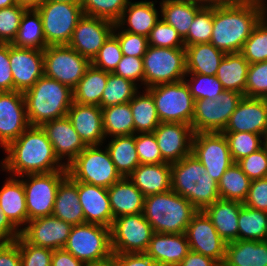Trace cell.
Segmentation results:
<instances>
[{"instance_id": "816d5d0a", "label": "cell", "mask_w": 267, "mask_h": 266, "mask_svg": "<svg viewBox=\"0 0 267 266\" xmlns=\"http://www.w3.org/2000/svg\"><path fill=\"white\" fill-rule=\"evenodd\" d=\"M26 10V7L19 4L0 9V43L13 42Z\"/></svg>"}, {"instance_id": "a7ac6f4b", "label": "cell", "mask_w": 267, "mask_h": 266, "mask_svg": "<svg viewBox=\"0 0 267 266\" xmlns=\"http://www.w3.org/2000/svg\"><path fill=\"white\" fill-rule=\"evenodd\" d=\"M51 266H87L64 249L53 250Z\"/></svg>"}, {"instance_id": "003e7915", "label": "cell", "mask_w": 267, "mask_h": 266, "mask_svg": "<svg viewBox=\"0 0 267 266\" xmlns=\"http://www.w3.org/2000/svg\"><path fill=\"white\" fill-rule=\"evenodd\" d=\"M177 266H221L216 260L190 250Z\"/></svg>"}, {"instance_id": "681fc988", "label": "cell", "mask_w": 267, "mask_h": 266, "mask_svg": "<svg viewBox=\"0 0 267 266\" xmlns=\"http://www.w3.org/2000/svg\"><path fill=\"white\" fill-rule=\"evenodd\" d=\"M190 76V77H189ZM184 79L189 86L190 93L194 100H214L224 89L216 76L202 75L198 73H187Z\"/></svg>"}, {"instance_id": "30bf717a", "label": "cell", "mask_w": 267, "mask_h": 266, "mask_svg": "<svg viewBox=\"0 0 267 266\" xmlns=\"http://www.w3.org/2000/svg\"><path fill=\"white\" fill-rule=\"evenodd\" d=\"M36 10L42 18L47 46L68 45L84 15L81 3L43 1Z\"/></svg>"}, {"instance_id": "d6986e66", "label": "cell", "mask_w": 267, "mask_h": 266, "mask_svg": "<svg viewBox=\"0 0 267 266\" xmlns=\"http://www.w3.org/2000/svg\"><path fill=\"white\" fill-rule=\"evenodd\" d=\"M9 62L15 91L24 93L44 75L43 50L19 48L9 43Z\"/></svg>"}, {"instance_id": "4dcf8cb0", "label": "cell", "mask_w": 267, "mask_h": 266, "mask_svg": "<svg viewBox=\"0 0 267 266\" xmlns=\"http://www.w3.org/2000/svg\"><path fill=\"white\" fill-rule=\"evenodd\" d=\"M0 188V207L10 221L21 231L27 225L28 212L22 180L11 176Z\"/></svg>"}, {"instance_id": "4fadbf2b", "label": "cell", "mask_w": 267, "mask_h": 266, "mask_svg": "<svg viewBox=\"0 0 267 266\" xmlns=\"http://www.w3.org/2000/svg\"><path fill=\"white\" fill-rule=\"evenodd\" d=\"M154 231L143 213L113 219L110 227L113 253H146Z\"/></svg>"}, {"instance_id": "7402d4cb", "label": "cell", "mask_w": 267, "mask_h": 266, "mask_svg": "<svg viewBox=\"0 0 267 266\" xmlns=\"http://www.w3.org/2000/svg\"><path fill=\"white\" fill-rule=\"evenodd\" d=\"M234 132H251L266 138L267 99L243 96L222 133Z\"/></svg>"}, {"instance_id": "9f6ffc18", "label": "cell", "mask_w": 267, "mask_h": 266, "mask_svg": "<svg viewBox=\"0 0 267 266\" xmlns=\"http://www.w3.org/2000/svg\"><path fill=\"white\" fill-rule=\"evenodd\" d=\"M135 148L140 164L165 163L153 132L135 134Z\"/></svg>"}, {"instance_id": "ee69618b", "label": "cell", "mask_w": 267, "mask_h": 266, "mask_svg": "<svg viewBox=\"0 0 267 266\" xmlns=\"http://www.w3.org/2000/svg\"><path fill=\"white\" fill-rule=\"evenodd\" d=\"M138 84L131 80L109 73L101 96V108L129 102L138 92Z\"/></svg>"}, {"instance_id": "03108f58", "label": "cell", "mask_w": 267, "mask_h": 266, "mask_svg": "<svg viewBox=\"0 0 267 266\" xmlns=\"http://www.w3.org/2000/svg\"><path fill=\"white\" fill-rule=\"evenodd\" d=\"M21 235V231L10 221L0 207V240L14 242Z\"/></svg>"}, {"instance_id": "2644e50d", "label": "cell", "mask_w": 267, "mask_h": 266, "mask_svg": "<svg viewBox=\"0 0 267 266\" xmlns=\"http://www.w3.org/2000/svg\"><path fill=\"white\" fill-rule=\"evenodd\" d=\"M16 0H0V9L16 5Z\"/></svg>"}, {"instance_id": "3957f363", "label": "cell", "mask_w": 267, "mask_h": 266, "mask_svg": "<svg viewBox=\"0 0 267 266\" xmlns=\"http://www.w3.org/2000/svg\"><path fill=\"white\" fill-rule=\"evenodd\" d=\"M30 126H42L67 116L73 101V90L59 81L43 75L24 93Z\"/></svg>"}, {"instance_id": "94428289", "label": "cell", "mask_w": 267, "mask_h": 266, "mask_svg": "<svg viewBox=\"0 0 267 266\" xmlns=\"http://www.w3.org/2000/svg\"><path fill=\"white\" fill-rule=\"evenodd\" d=\"M243 204L249 208L267 212V177L251 180L248 195Z\"/></svg>"}, {"instance_id": "11a10c76", "label": "cell", "mask_w": 267, "mask_h": 266, "mask_svg": "<svg viewBox=\"0 0 267 266\" xmlns=\"http://www.w3.org/2000/svg\"><path fill=\"white\" fill-rule=\"evenodd\" d=\"M21 254V266H51L53 250L28 243L21 235L15 240Z\"/></svg>"}, {"instance_id": "6125c7cd", "label": "cell", "mask_w": 267, "mask_h": 266, "mask_svg": "<svg viewBox=\"0 0 267 266\" xmlns=\"http://www.w3.org/2000/svg\"><path fill=\"white\" fill-rule=\"evenodd\" d=\"M2 91H14L9 62V43H0V92Z\"/></svg>"}, {"instance_id": "7c38bea8", "label": "cell", "mask_w": 267, "mask_h": 266, "mask_svg": "<svg viewBox=\"0 0 267 266\" xmlns=\"http://www.w3.org/2000/svg\"><path fill=\"white\" fill-rule=\"evenodd\" d=\"M67 175V170H60L19 177L25 190L28 221L52 215L58 186Z\"/></svg>"}, {"instance_id": "f546056e", "label": "cell", "mask_w": 267, "mask_h": 266, "mask_svg": "<svg viewBox=\"0 0 267 266\" xmlns=\"http://www.w3.org/2000/svg\"><path fill=\"white\" fill-rule=\"evenodd\" d=\"M242 205L239 201L219 198L204 210L219 236L227 243L238 240V217Z\"/></svg>"}, {"instance_id": "ffe728a7", "label": "cell", "mask_w": 267, "mask_h": 266, "mask_svg": "<svg viewBox=\"0 0 267 266\" xmlns=\"http://www.w3.org/2000/svg\"><path fill=\"white\" fill-rule=\"evenodd\" d=\"M72 227L70 223L51 215L28 221L21 230V236L35 246L63 249Z\"/></svg>"}, {"instance_id": "83f0119b", "label": "cell", "mask_w": 267, "mask_h": 266, "mask_svg": "<svg viewBox=\"0 0 267 266\" xmlns=\"http://www.w3.org/2000/svg\"><path fill=\"white\" fill-rule=\"evenodd\" d=\"M144 197L171 190V164H139L127 177Z\"/></svg>"}, {"instance_id": "89a4df30", "label": "cell", "mask_w": 267, "mask_h": 266, "mask_svg": "<svg viewBox=\"0 0 267 266\" xmlns=\"http://www.w3.org/2000/svg\"><path fill=\"white\" fill-rule=\"evenodd\" d=\"M44 0H16L17 4L27 9H36Z\"/></svg>"}, {"instance_id": "8fae6325", "label": "cell", "mask_w": 267, "mask_h": 266, "mask_svg": "<svg viewBox=\"0 0 267 266\" xmlns=\"http://www.w3.org/2000/svg\"><path fill=\"white\" fill-rule=\"evenodd\" d=\"M242 98L241 93L224 90L214 100H195L191 123L194 133H222Z\"/></svg>"}, {"instance_id": "603a6c76", "label": "cell", "mask_w": 267, "mask_h": 266, "mask_svg": "<svg viewBox=\"0 0 267 266\" xmlns=\"http://www.w3.org/2000/svg\"><path fill=\"white\" fill-rule=\"evenodd\" d=\"M42 129L53 145L55 155L68 166L87 146L73 128L70 119L65 116L44 123Z\"/></svg>"}, {"instance_id": "4316f807", "label": "cell", "mask_w": 267, "mask_h": 266, "mask_svg": "<svg viewBox=\"0 0 267 266\" xmlns=\"http://www.w3.org/2000/svg\"><path fill=\"white\" fill-rule=\"evenodd\" d=\"M156 1L129 2L121 18L115 23L121 30L148 37L160 19ZM127 25V26H125ZM127 28V29H126Z\"/></svg>"}, {"instance_id": "bcb514c9", "label": "cell", "mask_w": 267, "mask_h": 266, "mask_svg": "<svg viewBox=\"0 0 267 266\" xmlns=\"http://www.w3.org/2000/svg\"><path fill=\"white\" fill-rule=\"evenodd\" d=\"M234 163L259 150L266 144L263 135L251 132L223 133Z\"/></svg>"}, {"instance_id": "e7e4bbea", "label": "cell", "mask_w": 267, "mask_h": 266, "mask_svg": "<svg viewBox=\"0 0 267 266\" xmlns=\"http://www.w3.org/2000/svg\"><path fill=\"white\" fill-rule=\"evenodd\" d=\"M0 266H21L20 249L15 241L0 244Z\"/></svg>"}, {"instance_id": "cb8c5ba5", "label": "cell", "mask_w": 267, "mask_h": 266, "mask_svg": "<svg viewBox=\"0 0 267 266\" xmlns=\"http://www.w3.org/2000/svg\"><path fill=\"white\" fill-rule=\"evenodd\" d=\"M67 117L86 146L103 145L106 138L100 106L73 102Z\"/></svg>"}, {"instance_id": "8992f818", "label": "cell", "mask_w": 267, "mask_h": 266, "mask_svg": "<svg viewBox=\"0 0 267 266\" xmlns=\"http://www.w3.org/2000/svg\"><path fill=\"white\" fill-rule=\"evenodd\" d=\"M64 250L86 265H100L112 260L110 228L98 224L73 225Z\"/></svg>"}, {"instance_id": "ab89813d", "label": "cell", "mask_w": 267, "mask_h": 266, "mask_svg": "<svg viewBox=\"0 0 267 266\" xmlns=\"http://www.w3.org/2000/svg\"><path fill=\"white\" fill-rule=\"evenodd\" d=\"M145 92H137L129 101L134 121V134L152 133L161 123L152 94L145 89Z\"/></svg>"}, {"instance_id": "836d02e7", "label": "cell", "mask_w": 267, "mask_h": 266, "mask_svg": "<svg viewBox=\"0 0 267 266\" xmlns=\"http://www.w3.org/2000/svg\"><path fill=\"white\" fill-rule=\"evenodd\" d=\"M206 4L202 0H162L160 2L161 19L174 27L184 39L196 13Z\"/></svg>"}, {"instance_id": "9c48e42d", "label": "cell", "mask_w": 267, "mask_h": 266, "mask_svg": "<svg viewBox=\"0 0 267 266\" xmlns=\"http://www.w3.org/2000/svg\"><path fill=\"white\" fill-rule=\"evenodd\" d=\"M142 59L144 89L184 80L187 74L185 48H162L148 45Z\"/></svg>"}, {"instance_id": "b9f144b4", "label": "cell", "mask_w": 267, "mask_h": 266, "mask_svg": "<svg viewBox=\"0 0 267 266\" xmlns=\"http://www.w3.org/2000/svg\"><path fill=\"white\" fill-rule=\"evenodd\" d=\"M251 180L242 171L241 167L234 163L222 175L218 181L219 197L226 200H246Z\"/></svg>"}, {"instance_id": "52a82bcc", "label": "cell", "mask_w": 267, "mask_h": 266, "mask_svg": "<svg viewBox=\"0 0 267 266\" xmlns=\"http://www.w3.org/2000/svg\"><path fill=\"white\" fill-rule=\"evenodd\" d=\"M101 145L87 146L68 166L67 173L75 181L109 188L123 177L112 162L110 153Z\"/></svg>"}, {"instance_id": "484cf974", "label": "cell", "mask_w": 267, "mask_h": 266, "mask_svg": "<svg viewBox=\"0 0 267 266\" xmlns=\"http://www.w3.org/2000/svg\"><path fill=\"white\" fill-rule=\"evenodd\" d=\"M185 233H153L146 254L160 266H177L189 253Z\"/></svg>"}, {"instance_id": "8c879c8a", "label": "cell", "mask_w": 267, "mask_h": 266, "mask_svg": "<svg viewBox=\"0 0 267 266\" xmlns=\"http://www.w3.org/2000/svg\"><path fill=\"white\" fill-rule=\"evenodd\" d=\"M206 3H225V2H240L243 0H202Z\"/></svg>"}, {"instance_id": "6da1fadb", "label": "cell", "mask_w": 267, "mask_h": 266, "mask_svg": "<svg viewBox=\"0 0 267 266\" xmlns=\"http://www.w3.org/2000/svg\"><path fill=\"white\" fill-rule=\"evenodd\" d=\"M266 0L213 3L210 43L225 53L241 52L255 25L264 16Z\"/></svg>"}, {"instance_id": "753ad0ef", "label": "cell", "mask_w": 267, "mask_h": 266, "mask_svg": "<svg viewBox=\"0 0 267 266\" xmlns=\"http://www.w3.org/2000/svg\"><path fill=\"white\" fill-rule=\"evenodd\" d=\"M44 1L81 3L82 0H44Z\"/></svg>"}, {"instance_id": "1f68e13d", "label": "cell", "mask_w": 267, "mask_h": 266, "mask_svg": "<svg viewBox=\"0 0 267 266\" xmlns=\"http://www.w3.org/2000/svg\"><path fill=\"white\" fill-rule=\"evenodd\" d=\"M113 218L143 213L144 195L129 178H122L107 188Z\"/></svg>"}, {"instance_id": "5b68a950", "label": "cell", "mask_w": 267, "mask_h": 266, "mask_svg": "<svg viewBox=\"0 0 267 266\" xmlns=\"http://www.w3.org/2000/svg\"><path fill=\"white\" fill-rule=\"evenodd\" d=\"M196 212L197 210L186 198L172 189L144 198L143 216L155 233H185Z\"/></svg>"}, {"instance_id": "2e32d148", "label": "cell", "mask_w": 267, "mask_h": 266, "mask_svg": "<svg viewBox=\"0 0 267 266\" xmlns=\"http://www.w3.org/2000/svg\"><path fill=\"white\" fill-rule=\"evenodd\" d=\"M190 250L216 260L220 265L225 259L226 245L204 211H197L187 226Z\"/></svg>"}, {"instance_id": "60d3db41", "label": "cell", "mask_w": 267, "mask_h": 266, "mask_svg": "<svg viewBox=\"0 0 267 266\" xmlns=\"http://www.w3.org/2000/svg\"><path fill=\"white\" fill-rule=\"evenodd\" d=\"M105 138L134 134V121L130 103L102 108Z\"/></svg>"}, {"instance_id": "f1b7e54d", "label": "cell", "mask_w": 267, "mask_h": 266, "mask_svg": "<svg viewBox=\"0 0 267 266\" xmlns=\"http://www.w3.org/2000/svg\"><path fill=\"white\" fill-rule=\"evenodd\" d=\"M52 215L71 225L85 223L78 197V181L73 180L69 175L58 186Z\"/></svg>"}, {"instance_id": "5bb4252c", "label": "cell", "mask_w": 267, "mask_h": 266, "mask_svg": "<svg viewBox=\"0 0 267 266\" xmlns=\"http://www.w3.org/2000/svg\"><path fill=\"white\" fill-rule=\"evenodd\" d=\"M44 75L70 87H76L91 62L69 45H50L43 50Z\"/></svg>"}, {"instance_id": "d590c367", "label": "cell", "mask_w": 267, "mask_h": 266, "mask_svg": "<svg viewBox=\"0 0 267 266\" xmlns=\"http://www.w3.org/2000/svg\"><path fill=\"white\" fill-rule=\"evenodd\" d=\"M249 65L240 52L226 53L216 72L223 89L236 91L245 96Z\"/></svg>"}, {"instance_id": "ba28073f", "label": "cell", "mask_w": 267, "mask_h": 266, "mask_svg": "<svg viewBox=\"0 0 267 266\" xmlns=\"http://www.w3.org/2000/svg\"><path fill=\"white\" fill-rule=\"evenodd\" d=\"M152 94L161 123L191 125L195 100L185 80L158 84L147 88Z\"/></svg>"}, {"instance_id": "6f0895ef", "label": "cell", "mask_w": 267, "mask_h": 266, "mask_svg": "<svg viewBox=\"0 0 267 266\" xmlns=\"http://www.w3.org/2000/svg\"><path fill=\"white\" fill-rule=\"evenodd\" d=\"M112 34L118 39L122 55L143 57L146 53L148 47V39L146 36L120 30L116 24L114 25Z\"/></svg>"}, {"instance_id": "7a4b0ae2", "label": "cell", "mask_w": 267, "mask_h": 266, "mask_svg": "<svg viewBox=\"0 0 267 266\" xmlns=\"http://www.w3.org/2000/svg\"><path fill=\"white\" fill-rule=\"evenodd\" d=\"M4 150L7 156L1 161V169L11 176L67 170L65 162L55 155L53 145L41 126H29Z\"/></svg>"}, {"instance_id": "db71d44e", "label": "cell", "mask_w": 267, "mask_h": 266, "mask_svg": "<svg viewBox=\"0 0 267 266\" xmlns=\"http://www.w3.org/2000/svg\"><path fill=\"white\" fill-rule=\"evenodd\" d=\"M245 97L267 99V61L249 65Z\"/></svg>"}, {"instance_id": "d4e9b609", "label": "cell", "mask_w": 267, "mask_h": 266, "mask_svg": "<svg viewBox=\"0 0 267 266\" xmlns=\"http://www.w3.org/2000/svg\"><path fill=\"white\" fill-rule=\"evenodd\" d=\"M78 197L85 223L111 227L114 218L106 188L78 182Z\"/></svg>"}, {"instance_id": "f907efd6", "label": "cell", "mask_w": 267, "mask_h": 266, "mask_svg": "<svg viewBox=\"0 0 267 266\" xmlns=\"http://www.w3.org/2000/svg\"><path fill=\"white\" fill-rule=\"evenodd\" d=\"M122 51L118 39L111 34L91 61L95 68L113 73L121 61Z\"/></svg>"}, {"instance_id": "be15d7a7", "label": "cell", "mask_w": 267, "mask_h": 266, "mask_svg": "<svg viewBox=\"0 0 267 266\" xmlns=\"http://www.w3.org/2000/svg\"><path fill=\"white\" fill-rule=\"evenodd\" d=\"M114 266H160L146 253H113Z\"/></svg>"}, {"instance_id": "c3c4849f", "label": "cell", "mask_w": 267, "mask_h": 266, "mask_svg": "<svg viewBox=\"0 0 267 266\" xmlns=\"http://www.w3.org/2000/svg\"><path fill=\"white\" fill-rule=\"evenodd\" d=\"M130 0H82L84 15L103 18L116 23Z\"/></svg>"}, {"instance_id": "ac0fdd59", "label": "cell", "mask_w": 267, "mask_h": 266, "mask_svg": "<svg viewBox=\"0 0 267 266\" xmlns=\"http://www.w3.org/2000/svg\"><path fill=\"white\" fill-rule=\"evenodd\" d=\"M114 25V22L103 18L83 15L68 45L91 62L113 33Z\"/></svg>"}, {"instance_id": "44dd1931", "label": "cell", "mask_w": 267, "mask_h": 266, "mask_svg": "<svg viewBox=\"0 0 267 266\" xmlns=\"http://www.w3.org/2000/svg\"><path fill=\"white\" fill-rule=\"evenodd\" d=\"M164 162H178L192 154L194 131L184 123H160L153 131Z\"/></svg>"}, {"instance_id": "f5cc1de1", "label": "cell", "mask_w": 267, "mask_h": 266, "mask_svg": "<svg viewBox=\"0 0 267 266\" xmlns=\"http://www.w3.org/2000/svg\"><path fill=\"white\" fill-rule=\"evenodd\" d=\"M148 45L162 48H185L184 40L177 30L161 18L147 37Z\"/></svg>"}, {"instance_id": "f6af8a7d", "label": "cell", "mask_w": 267, "mask_h": 266, "mask_svg": "<svg viewBox=\"0 0 267 266\" xmlns=\"http://www.w3.org/2000/svg\"><path fill=\"white\" fill-rule=\"evenodd\" d=\"M267 4L264 16L255 25L249 38L245 41L241 54L249 64L267 61Z\"/></svg>"}, {"instance_id": "f35d334b", "label": "cell", "mask_w": 267, "mask_h": 266, "mask_svg": "<svg viewBox=\"0 0 267 266\" xmlns=\"http://www.w3.org/2000/svg\"><path fill=\"white\" fill-rule=\"evenodd\" d=\"M19 48L44 50L47 47L43 22L36 9H27L22 15L16 38L11 43Z\"/></svg>"}, {"instance_id": "34e18365", "label": "cell", "mask_w": 267, "mask_h": 266, "mask_svg": "<svg viewBox=\"0 0 267 266\" xmlns=\"http://www.w3.org/2000/svg\"><path fill=\"white\" fill-rule=\"evenodd\" d=\"M87 266H114L112 260L107 262V263H104V264H100V265H87Z\"/></svg>"}, {"instance_id": "d6a6232c", "label": "cell", "mask_w": 267, "mask_h": 266, "mask_svg": "<svg viewBox=\"0 0 267 266\" xmlns=\"http://www.w3.org/2000/svg\"><path fill=\"white\" fill-rule=\"evenodd\" d=\"M221 266H267V240L228 242Z\"/></svg>"}, {"instance_id": "e0dca14e", "label": "cell", "mask_w": 267, "mask_h": 266, "mask_svg": "<svg viewBox=\"0 0 267 266\" xmlns=\"http://www.w3.org/2000/svg\"><path fill=\"white\" fill-rule=\"evenodd\" d=\"M29 126L23 92H0V146L5 149Z\"/></svg>"}, {"instance_id": "7dc6e473", "label": "cell", "mask_w": 267, "mask_h": 266, "mask_svg": "<svg viewBox=\"0 0 267 266\" xmlns=\"http://www.w3.org/2000/svg\"><path fill=\"white\" fill-rule=\"evenodd\" d=\"M213 30V3H206L195 15L187 36L185 47L198 43H210Z\"/></svg>"}, {"instance_id": "9a60e30c", "label": "cell", "mask_w": 267, "mask_h": 266, "mask_svg": "<svg viewBox=\"0 0 267 266\" xmlns=\"http://www.w3.org/2000/svg\"><path fill=\"white\" fill-rule=\"evenodd\" d=\"M192 155L202 163L208 175L217 183L224 172L234 164L223 133H194Z\"/></svg>"}, {"instance_id": "7bdbcfd3", "label": "cell", "mask_w": 267, "mask_h": 266, "mask_svg": "<svg viewBox=\"0 0 267 266\" xmlns=\"http://www.w3.org/2000/svg\"><path fill=\"white\" fill-rule=\"evenodd\" d=\"M238 240H267V212L243 204L238 217Z\"/></svg>"}, {"instance_id": "e575fe53", "label": "cell", "mask_w": 267, "mask_h": 266, "mask_svg": "<svg viewBox=\"0 0 267 266\" xmlns=\"http://www.w3.org/2000/svg\"><path fill=\"white\" fill-rule=\"evenodd\" d=\"M186 72L216 76L225 52L211 43H198L186 46Z\"/></svg>"}, {"instance_id": "680465c9", "label": "cell", "mask_w": 267, "mask_h": 266, "mask_svg": "<svg viewBox=\"0 0 267 266\" xmlns=\"http://www.w3.org/2000/svg\"><path fill=\"white\" fill-rule=\"evenodd\" d=\"M237 164L250 180L267 177V144L239 160Z\"/></svg>"}, {"instance_id": "277c9868", "label": "cell", "mask_w": 267, "mask_h": 266, "mask_svg": "<svg viewBox=\"0 0 267 266\" xmlns=\"http://www.w3.org/2000/svg\"><path fill=\"white\" fill-rule=\"evenodd\" d=\"M171 189L186 198L197 211L218 200V183L192 154L171 164Z\"/></svg>"}, {"instance_id": "74e56055", "label": "cell", "mask_w": 267, "mask_h": 266, "mask_svg": "<svg viewBox=\"0 0 267 266\" xmlns=\"http://www.w3.org/2000/svg\"><path fill=\"white\" fill-rule=\"evenodd\" d=\"M108 149L112 162L119 174L126 178L140 164L137 150L135 148V134L111 137Z\"/></svg>"}, {"instance_id": "91938a15", "label": "cell", "mask_w": 267, "mask_h": 266, "mask_svg": "<svg viewBox=\"0 0 267 266\" xmlns=\"http://www.w3.org/2000/svg\"><path fill=\"white\" fill-rule=\"evenodd\" d=\"M115 75L144 85V69L142 57L122 55L121 61L113 72Z\"/></svg>"}, {"instance_id": "8d00e7d4", "label": "cell", "mask_w": 267, "mask_h": 266, "mask_svg": "<svg viewBox=\"0 0 267 266\" xmlns=\"http://www.w3.org/2000/svg\"><path fill=\"white\" fill-rule=\"evenodd\" d=\"M110 72L90 65L84 76L73 89V101L79 104L97 105L101 107V96L105 89Z\"/></svg>"}]
</instances>
